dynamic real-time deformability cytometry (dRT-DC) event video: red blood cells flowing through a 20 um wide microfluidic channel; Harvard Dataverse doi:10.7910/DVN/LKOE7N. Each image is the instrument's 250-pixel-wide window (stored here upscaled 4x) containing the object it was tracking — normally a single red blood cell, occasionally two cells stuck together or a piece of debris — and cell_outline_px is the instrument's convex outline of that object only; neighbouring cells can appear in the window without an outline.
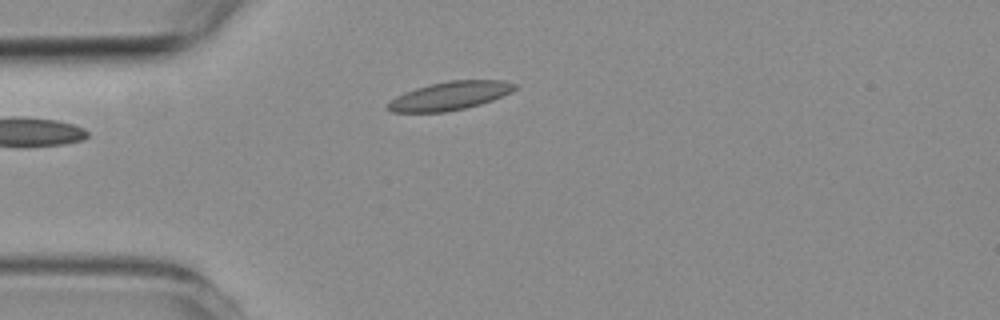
{"species": "common noctule bat (a hibernating species)", "species_latin": "Nyctalus noctula", "temperature_condition": "room temperature", "stored_images_in_passage": 2, "camera_frame_rate_fps": 3000, "um_per_image_px": 0.085, "animal": {"sex": "female", "body_mass_g": 19.3, "forearm_length_mm": 54.1}, "frame": {"image": 1, "passage_image": 1, "time_ms": 0.0, "image_size_px": [1000, 320], "cell_outline_px": [[520, 88], [512, 92], [492, 100], [480, 104], [464, 108], [444, 112], [392, 112], [388, 108], [388, 104], [396, 96], [404, 92], [428, 84], [448, 80], [504, 80], [520, 84]], "centroid_in_image_um": [38.32, 8.12], "position_along_channel_um": 46.7, "area_um2": 21.15}}